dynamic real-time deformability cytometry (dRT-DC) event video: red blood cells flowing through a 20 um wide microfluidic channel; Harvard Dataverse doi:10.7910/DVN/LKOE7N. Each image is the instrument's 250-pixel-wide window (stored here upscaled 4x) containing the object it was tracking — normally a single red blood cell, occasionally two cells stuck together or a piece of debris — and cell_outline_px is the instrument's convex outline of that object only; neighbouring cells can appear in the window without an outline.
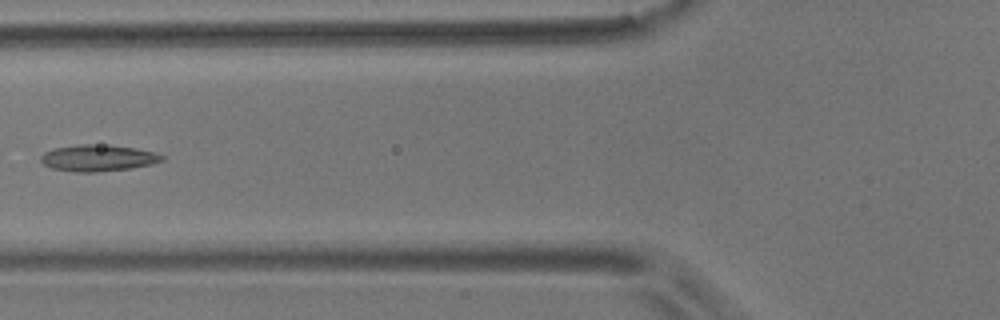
{"species": "common noctule bat (a hibernating species)", "species_latin": "Nyctalus noctula", "temperature_condition": "room temperature", "stored_images_in_passage": 15, "camera_frame_rate_fps": 3000, "um_per_image_px": 0.085, "animal": {"sex": "male", "body_mass_g": 17.9}, "frame": {"image": 1, "passage_image": 6, "time_ms": 11.0, "image_size_px": [1000, 320], "cell_outline_px": [[164, 160], [152, 164], [128, 168], [96, 172], [76, 172], [52, 168], [44, 164], [40, 160], [40, 156], [44, 152], [52, 148], [76, 144], [108, 144], [136, 148], [156, 152], [164, 156]], "centroid_in_image_um": [8.32, 13.41], "position_along_channel_um": 117.5, "area_um2": 18.9}}
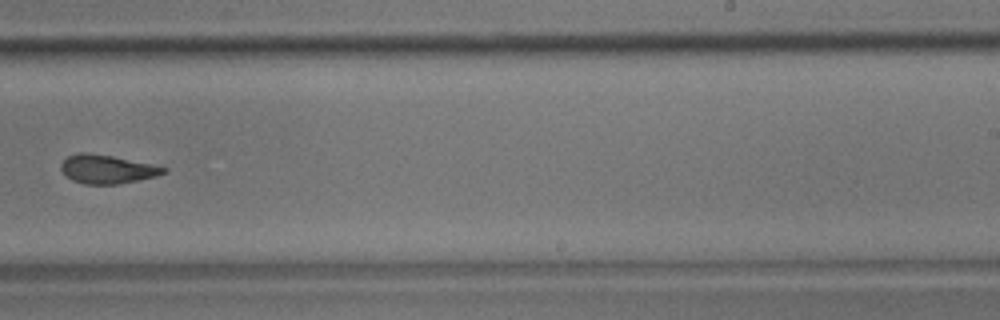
{"frame": {"image": 2, "passage_image": 10, "time_ms": 15.667, "image_size_px": [1000, 320], "cell_outline_px": [[168, 172], [156, 176], [116, 184], [84, 184], [72, 180], [64, 176], [60, 168], [60, 164], [68, 156], [80, 152], [84, 152], [112, 156], [152, 164], [168, 168]], "centroid_in_image_um": [9.08, 14.38], "position_along_channel_um": 279.9, "area_um2": 17.11}}
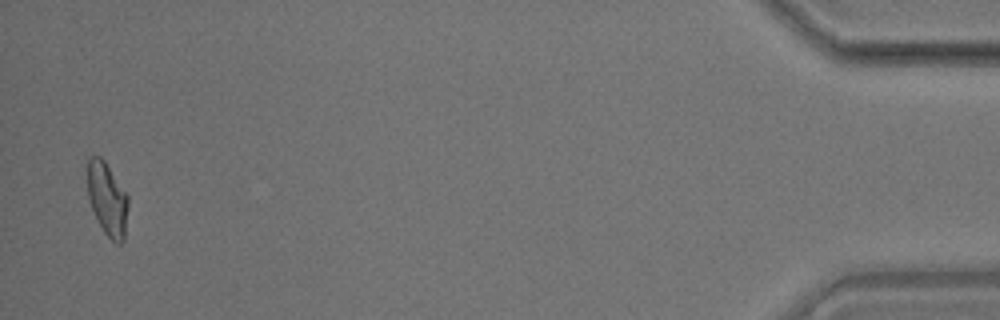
{"frame": {"image": 3, "passage_image": 15, "time_ms": 22.333, "image_size_px": [1000, 320], "cell_outline_px": [[128, 208], [124, 240], [120, 244], [116, 244], [104, 232], [88, 200], [88, 160], [92, 156], [100, 156], [104, 160], [128, 196]], "centroid_in_image_um": [9.13, 16.94], "position_along_channel_um": 426.1, "area_um2": 17.11}, "authors_computed_cell_mechanics": {"area_um2": 17.7446, "velocity_mm_per_s": 3.4891, "shape_relaxation_time_tau1_ms": null, "shape_relaxation_time_tau2_ms": 1.992, "deformation_change_tau1": null, "deformation_change_tau2": 0.069}}